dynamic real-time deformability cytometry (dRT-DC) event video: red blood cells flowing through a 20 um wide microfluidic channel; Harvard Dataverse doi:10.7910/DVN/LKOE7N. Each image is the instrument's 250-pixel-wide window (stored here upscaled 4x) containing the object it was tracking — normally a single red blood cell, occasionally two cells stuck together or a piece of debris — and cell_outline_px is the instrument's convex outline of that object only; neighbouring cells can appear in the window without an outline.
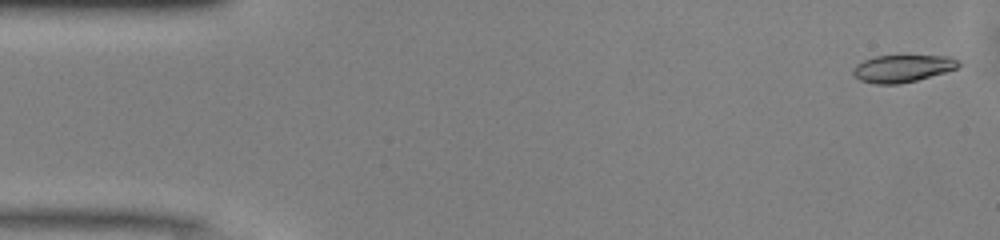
{"species": "common noctule bat (a hibernating species)", "species_latin": "Nyctalus noctula", "temperature_condition": "warm", "stored_images_in_passage": 50, "camera_frame_rate_fps": 3000, "um_per_image_px": 0.085, "animal": {"sex": "male", "body_mass_g": 13.0, "forearm_length_mm": 53.1}, "frame": {"image": 1, "passage_image": 2, "time_ms": 0.333, "image_size_px": [1000, 240], "cell_outline_px": [[960, 64], [956, 68], [944, 72], [916, 80], [900, 84], [876, 84], [860, 80], [852, 72], [852, 68], [856, 64], [864, 60], [876, 56], [952, 56], [960, 60]], "centroid_in_image_um": [76.7, 5.81], "position_along_channel_um": 8.3, "area_um2": 16.65}}
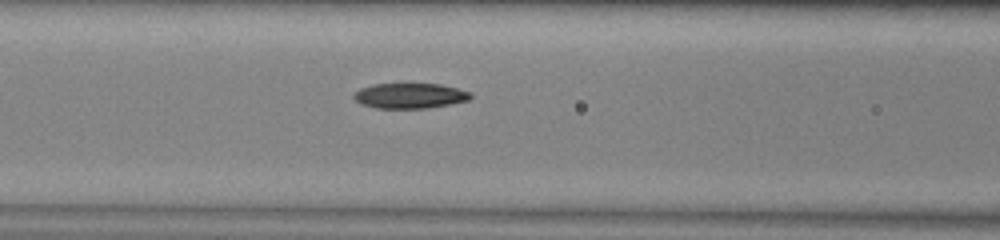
{"frame": {"image": 2, "passage_image": 20, "time_ms": 6.333, "image_size_px": [1000, 240], "cell_outline_px": [[472, 96], [468, 100], [428, 108], [376, 108], [360, 104], [352, 96], [360, 88], [372, 84], [440, 84], [472, 92]], "centroid_in_image_um": [34.82, 8.14], "position_along_channel_um": 131.8, "area_um2": 17.11}}
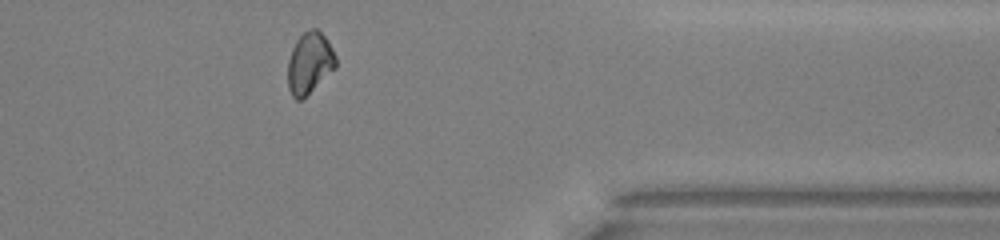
{"frame": {"image": 3, "passage_image": 40, "time_ms": 13.0, "image_size_px": [1000, 240], "cell_outline_px": [[336, 68], [300, 100], [296, 100], [292, 96], [288, 88], [288, 60], [292, 48], [296, 40], [304, 32], [312, 28], [316, 28], [328, 40], [336, 56]], "centroid_in_image_um": [26.31, 5.34], "position_along_channel_um": 385.1, "area_um2": 17.05}, "authors_computed_cell_mechanics": {"area_um2": 17.5712, "velocity_mm_per_s": 4.1199, "shape_relaxation_time_tau1_ms": 4.405, "shape_relaxation_time_tau2_ms": null, "deformation_change_tau1": 0.1391, "deformation_change_tau2": null}}